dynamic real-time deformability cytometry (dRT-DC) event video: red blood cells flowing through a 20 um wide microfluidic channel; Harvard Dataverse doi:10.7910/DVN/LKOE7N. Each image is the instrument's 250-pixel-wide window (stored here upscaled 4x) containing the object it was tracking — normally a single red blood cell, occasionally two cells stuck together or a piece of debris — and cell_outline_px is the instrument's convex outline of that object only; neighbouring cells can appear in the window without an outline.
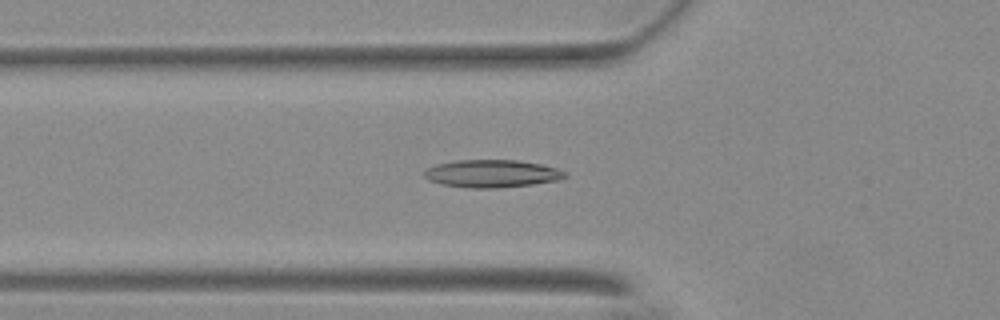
{"species": "Egyptian fruit bat (a non-hibernating species)", "species_latin": "Rousettus aegyptiacus", "temperature_condition": "warm", "stored_images_in_passage": 52, "camera_frame_rate_fps": 3000, "um_per_image_px": 0.085, "animal": {"sex": "female"}, "frame": {"image": 1, "passage_image": 16, "time_ms": 5.0, "image_size_px": [1000, 320], "cell_outline_px": [[568, 176], [560, 180], [532, 184], [496, 188], [468, 188], [440, 184], [428, 180], [424, 176], [424, 172], [428, 168], [436, 164], [456, 160], [516, 160], [540, 164], [556, 168], [568, 172]], "centroid_in_image_um": [41.82, 14.76], "position_along_channel_um": 84.0, "area_um2": 22.77}}
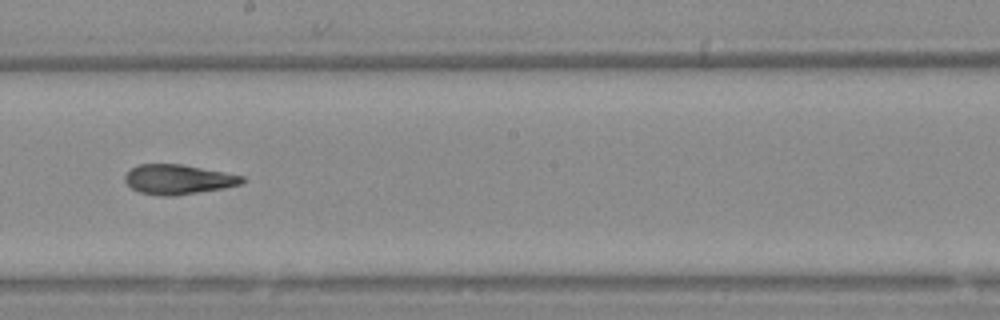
{"frame": {"image": 2, "passage_image": 28, "time_ms": 9.0, "image_size_px": [1000, 320], "cell_outline_px": [[244, 180], [240, 184], [224, 188], [176, 196], [164, 196], [140, 192], [132, 188], [124, 180], [124, 176], [132, 168], [140, 164], [184, 164], [244, 176]], "centroid_in_image_um": [15.15, 15.25], "position_along_channel_um": 233.0, "area_um2": 20.23}}
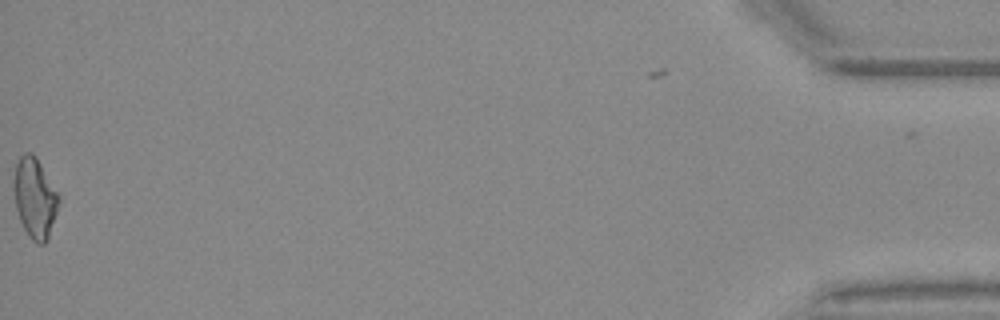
{"frame": {"image": 3, "passage_image": 52, "time_ms": 17.0, "image_size_px": [1000, 320], "cell_outline_px": [[60, 200], [48, 240], [44, 244], [36, 244], [28, 236], [20, 220], [16, 208], [12, 184], [16, 164], [20, 156], [24, 152], [32, 152], [36, 156], [60, 196]], "centroid_in_image_um": [2.95, 16.82], "position_along_channel_um": 432.2, "area_um2": 21.21}, "authors_computed_cell_mechanics": {"area_um2": 20.5479, "velocity_mm_per_s": 3.7152, "shape_relaxation_time_tau1_ms": null, "shape_relaxation_time_tau2_ms": 4.1033, "deformation_change_tau1": null, "deformation_change_tau2": 0.1173}}